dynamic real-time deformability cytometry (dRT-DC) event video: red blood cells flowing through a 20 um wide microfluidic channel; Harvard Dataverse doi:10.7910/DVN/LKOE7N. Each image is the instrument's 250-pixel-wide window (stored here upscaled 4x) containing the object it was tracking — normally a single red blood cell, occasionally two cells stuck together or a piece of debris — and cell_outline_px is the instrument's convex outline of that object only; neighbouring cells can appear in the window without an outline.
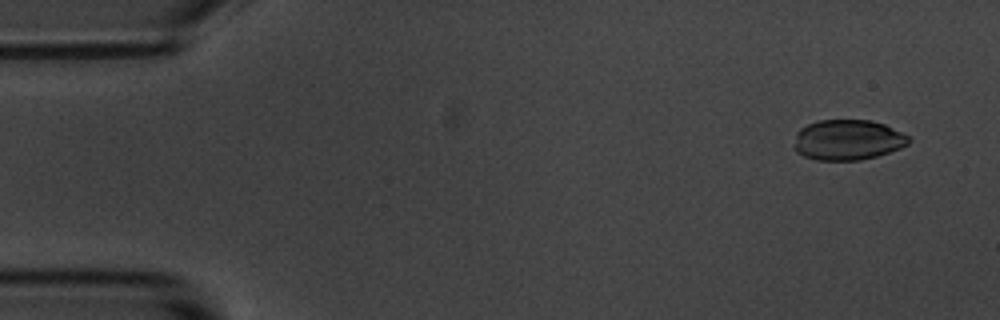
{"species": "common noctule bat (a hibernating species)", "species_latin": "Nyctalus noctula", "temperature_condition": "room temperature", "stored_images_in_passage": 55, "camera_frame_rate_fps": 3000, "um_per_image_px": 0.085, "animal": {"sex": "male", "body_mass_g": 20.1, "forearm_length_mm": 53.5}, "frame": {"image": 1, "passage_image": 4, "time_ms": 1.0, "image_size_px": [1000, 320], "cell_outline_px": [[912, 140], [908, 144], [900, 148], [876, 156], [860, 160], [816, 160], [804, 156], [796, 152], [792, 148], [796, 132], [800, 128], [808, 124], [820, 120], [872, 120], [884, 124], [908, 136]], "centroid_in_image_um": [72.01, 11.89], "position_along_channel_um": 13.0, "area_um2": 27.11}}
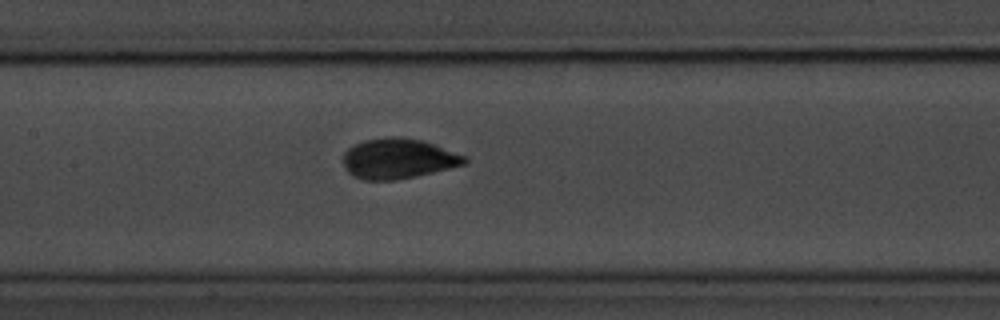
{"frame": {"image": 2, "passage_image": 26, "time_ms": 8.333, "image_size_px": [1000, 320], "cell_outline_px": [[468, 160], [464, 164], [416, 176], [396, 180], [364, 180], [352, 176], [348, 172], [344, 164], [344, 152], [348, 148], [364, 140], [392, 136], [396, 136], [420, 140], [468, 156]], "centroid_in_image_um": [33.83, 13.49], "position_along_channel_um": 173.6, "area_um2": 28.21}}
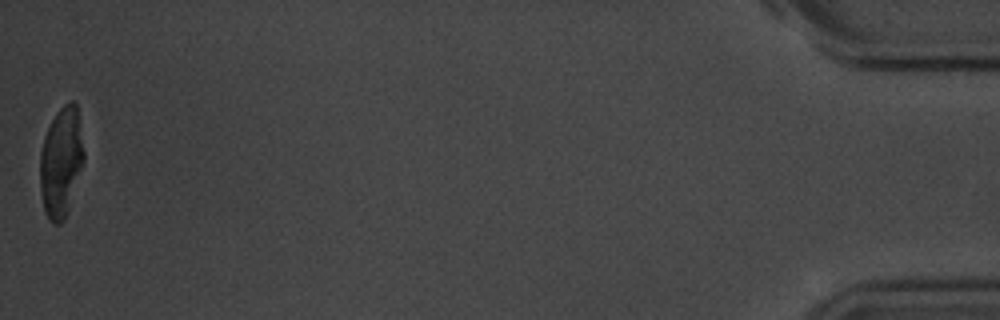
{"frame": {"image": 3, "passage_image": 55, "time_ms": 18.0, "image_size_px": [1000, 320], "cell_outline_px": [[84, 160], [68, 212], [64, 220], [60, 224], [52, 224], [48, 220], [44, 212], [40, 192], [40, 152], [44, 136], [56, 112], [64, 104], [72, 100], [76, 104], [84, 152]], "centroid_in_image_um": [5.18, 13.83], "position_along_channel_um": 430.0, "area_um2": 28.21}, "authors_computed_cell_mechanics": {"area_um2": 28.2064, "velocity_mm_per_s": 3.6587, "shape_relaxation_time_tau1_ms": 5.1572, "shape_relaxation_time_tau2_ms": null, "deformation_change_tau1": 0.1644, "deformation_change_tau2": null}}